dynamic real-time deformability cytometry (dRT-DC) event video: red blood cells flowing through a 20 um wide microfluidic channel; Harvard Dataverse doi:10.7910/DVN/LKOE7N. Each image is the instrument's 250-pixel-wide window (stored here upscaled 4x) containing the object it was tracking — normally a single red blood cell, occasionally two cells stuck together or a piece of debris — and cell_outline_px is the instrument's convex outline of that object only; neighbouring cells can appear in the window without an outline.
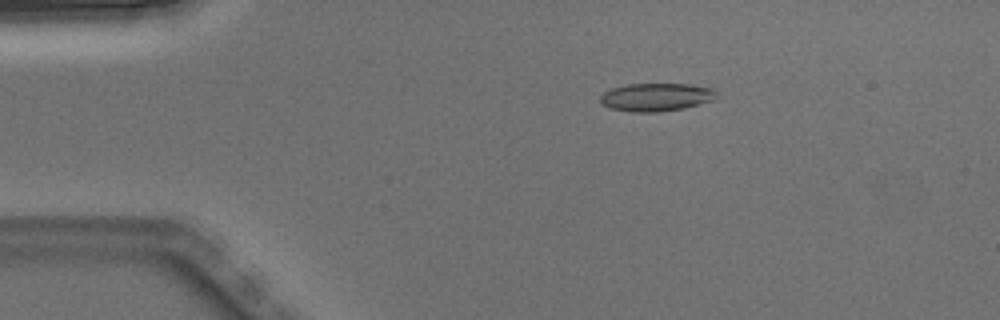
{"species": "Egyptian fruit bat (a non-hibernating species)", "species_latin": "Rousettus aegyptiacus", "temperature_condition": "warm", "stored_images_in_passage": 5, "camera_frame_rate_fps": 3000, "um_per_image_px": 0.085, "animal": {"sex": "male"}, "frame": {"image": 1, "passage_image": 2, "time_ms": 0.333, "image_size_px": [1000, 320], "cell_outline_px": [[716, 92], [712, 100], [684, 108], [656, 112], [632, 112], [608, 108], [600, 104], [600, 96], [604, 92], [612, 88], [628, 84], [688, 84], [716, 88]], "centroid_in_image_um": [55.73, 8.25], "position_along_channel_um": 29.3, "area_um2": 19.02}}
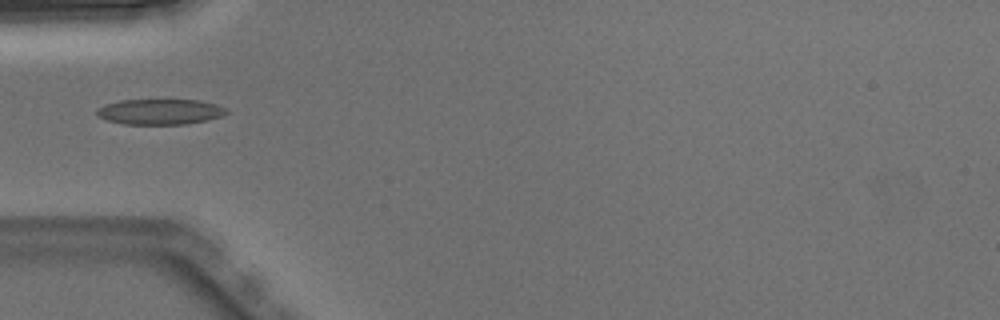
{"frame": {"image": 2, "passage_image": 4, "time_ms": 1.0, "image_size_px": [1000, 320], "cell_outline_px": [[228, 112], [220, 116], [208, 120], [184, 124], [124, 124], [108, 120], [96, 116], [96, 108], [104, 104], [120, 100], [200, 100], [216, 104], [228, 108]], "centroid_in_image_um": [13.58, 9.49], "position_along_channel_um": 71.4, "area_um2": 19.36}}